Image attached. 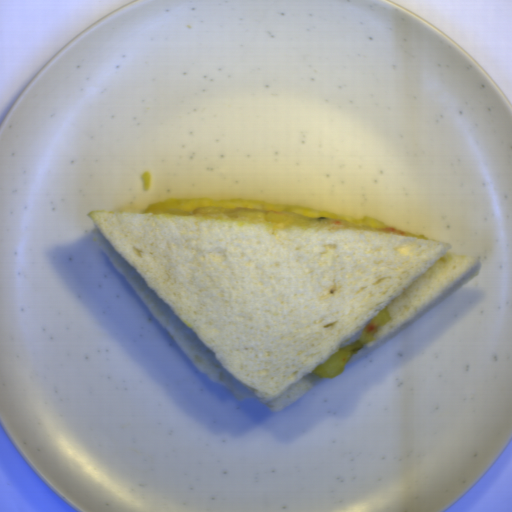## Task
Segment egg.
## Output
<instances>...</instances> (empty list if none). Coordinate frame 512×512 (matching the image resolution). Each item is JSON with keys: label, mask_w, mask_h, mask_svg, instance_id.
I'll use <instances>...</instances> for the list:
<instances>
[{"label": "egg", "mask_w": 512, "mask_h": 512, "mask_svg": "<svg viewBox=\"0 0 512 512\" xmlns=\"http://www.w3.org/2000/svg\"><path fill=\"white\" fill-rule=\"evenodd\" d=\"M144 214L219 216L248 221L327 225L428 239L371 217L352 218L306 206L249 199L176 198L152 203ZM429 240V239H428Z\"/></svg>", "instance_id": "obj_1"}, {"label": "egg", "mask_w": 512, "mask_h": 512, "mask_svg": "<svg viewBox=\"0 0 512 512\" xmlns=\"http://www.w3.org/2000/svg\"><path fill=\"white\" fill-rule=\"evenodd\" d=\"M390 320L389 312L383 308L368 322L361 336L352 343L341 347L335 354L314 367L312 373L320 378L331 379L341 374L351 355L373 339L374 334Z\"/></svg>", "instance_id": "obj_2"}]
</instances>
